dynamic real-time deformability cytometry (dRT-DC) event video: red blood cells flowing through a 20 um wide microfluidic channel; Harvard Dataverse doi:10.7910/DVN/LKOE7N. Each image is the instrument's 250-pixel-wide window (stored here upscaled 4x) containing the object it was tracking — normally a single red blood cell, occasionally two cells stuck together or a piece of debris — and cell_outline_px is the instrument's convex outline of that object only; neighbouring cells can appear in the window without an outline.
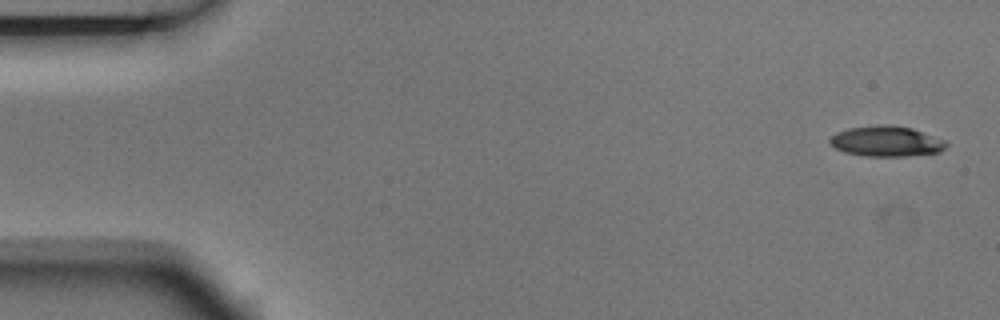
{"species": "Egyptian fruit bat (a non-hibernating species)", "species_latin": "Rousettus aegyptiacus", "temperature_condition": "room temperature", "stored_images_in_passage": 4, "camera_frame_rate_fps": 3000, "um_per_image_px": 0.085, "animal": {"sex": "male"}, "frame": {"image": 1, "passage_image": 1, "time_ms": 0.0, "image_size_px": [1000, 320], "cell_outline_px": [[948, 144], [940, 152], [908, 156], [864, 156], [844, 152], [836, 148], [828, 140], [836, 132], [848, 128], [876, 124], [892, 124], [912, 128], [948, 140]], "centroid_in_image_um": [75.37, 11.99], "position_along_channel_um": 9.6, "area_um2": 20.98}}
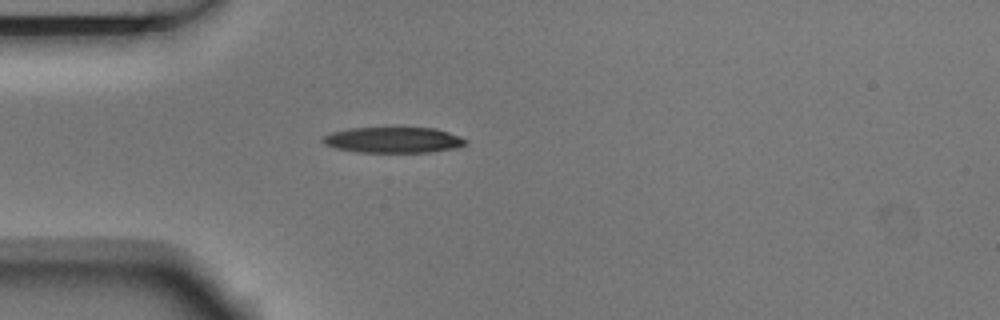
{"frame": {"image": 2, "passage_image": 4, "time_ms": 1.0, "image_size_px": [1000, 320], "cell_outline_px": [[468, 144], [460, 148], [432, 152], [356, 152], [332, 148], [324, 144], [320, 140], [324, 136], [332, 132], [348, 128], [436, 128], [460, 136], [468, 140]], "centroid_in_image_um": [33.46, 11.91], "position_along_channel_um": 51.5, "area_um2": 21.79}}